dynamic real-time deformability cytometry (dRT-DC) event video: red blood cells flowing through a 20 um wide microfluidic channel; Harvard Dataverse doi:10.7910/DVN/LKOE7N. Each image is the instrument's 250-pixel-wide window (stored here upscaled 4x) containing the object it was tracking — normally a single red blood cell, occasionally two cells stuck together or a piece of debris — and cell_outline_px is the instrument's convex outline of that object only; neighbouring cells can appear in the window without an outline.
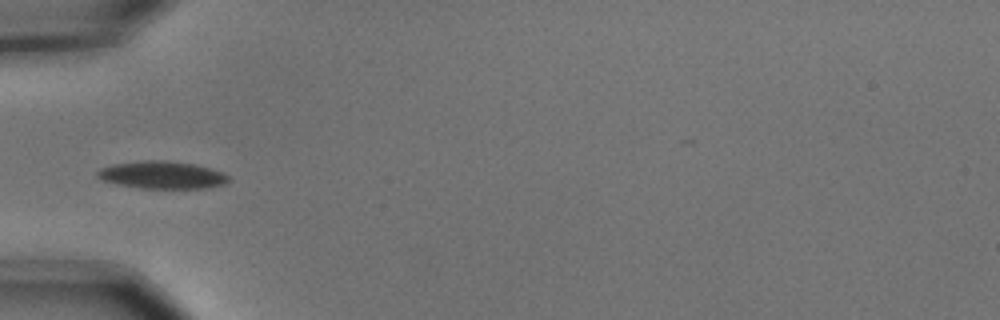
{"species": "common noctule bat (a hibernating species)", "species_latin": "Nyctalus noctula", "temperature_condition": "cold", "stored_images_in_passage": 1, "camera_frame_rate_fps": 3000, "um_per_image_px": 0.085, "animal": {"sex": "male", "body_mass_g": 15.6}, "frame": {"image": 1, "passage_image": 1, "time_ms": 0.0, "image_size_px": [1000, 320], "cell_outline_px": [[232, 180], [224, 184], [208, 188], [140, 188], [116, 184], [100, 180], [96, 176], [96, 172], [100, 168], [112, 164], [140, 160], [168, 160], [196, 164], [212, 168], [224, 172]], "centroid_in_image_um": [13.78, 14.86], "position_along_channel_um": 71.2, "area_um2": 21.5}}